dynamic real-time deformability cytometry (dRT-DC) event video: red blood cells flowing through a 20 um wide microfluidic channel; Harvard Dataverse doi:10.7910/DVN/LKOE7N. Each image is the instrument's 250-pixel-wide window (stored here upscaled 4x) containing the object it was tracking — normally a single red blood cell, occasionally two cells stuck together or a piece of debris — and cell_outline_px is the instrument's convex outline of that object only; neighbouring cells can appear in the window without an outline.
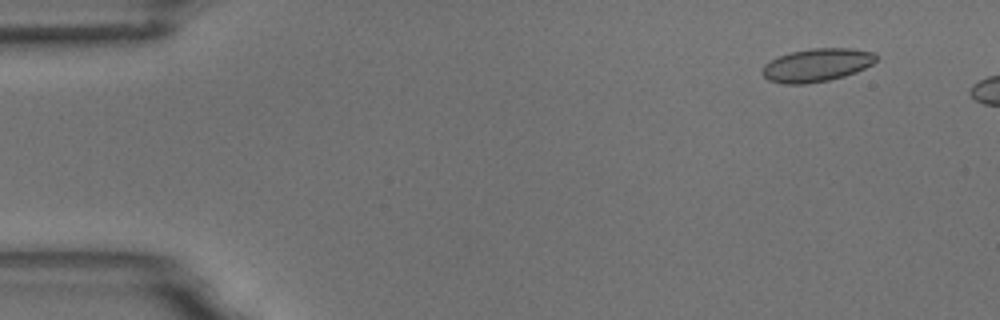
{"species": "common noctule bat (a hibernating species)", "species_latin": "Nyctalus noctula", "temperature_condition": "room temperature", "stored_images_in_passage": 3, "camera_frame_rate_fps": 3000, "um_per_image_px": 0.085, "animal": {"sex": "male", "body_mass_g": 18.8}, "frame": {"image": 1, "passage_image": 2, "time_ms": 1.333, "image_size_px": [1000, 320], "cell_outline_px": [[880, 56], [872, 64], [856, 72], [844, 76], [828, 80], [808, 84], [784, 84], [768, 80], [760, 72], [764, 64], [780, 56], [792, 52], [812, 48], [852, 48], [876, 52]], "centroid_in_image_um": [69.46, 5.53], "position_along_channel_um": 15.5, "area_um2": 22.14}}